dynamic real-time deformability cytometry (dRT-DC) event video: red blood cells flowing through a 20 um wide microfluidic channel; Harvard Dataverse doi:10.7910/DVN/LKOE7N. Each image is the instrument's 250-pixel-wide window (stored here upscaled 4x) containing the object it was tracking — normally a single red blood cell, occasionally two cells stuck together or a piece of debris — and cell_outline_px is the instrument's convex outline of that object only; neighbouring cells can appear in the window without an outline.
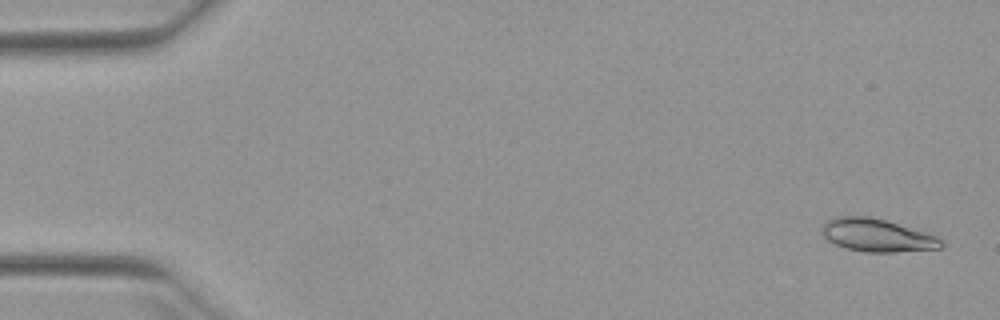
{"species": "Egyptian fruit bat (a non-hibernating species)", "species_latin": "Rousettus aegyptiacus", "temperature_condition": "warm", "stored_images_in_passage": 51, "camera_frame_rate_fps": 3000, "um_per_image_px": 0.085, "animal": {"sex": "female"}, "frame": {"image": 1, "passage_image": 2, "time_ms": 0.333, "image_size_px": [1000, 320], "cell_outline_px": [[944, 248], [892, 252], [864, 252], [844, 248], [828, 240], [820, 232], [820, 228], [832, 216], [872, 216], [888, 220], [936, 236], [944, 240]], "centroid_in_image_um": [74.54, 19.99], "position_along_channel_um": 10.5, "area_um2": 23.18}}
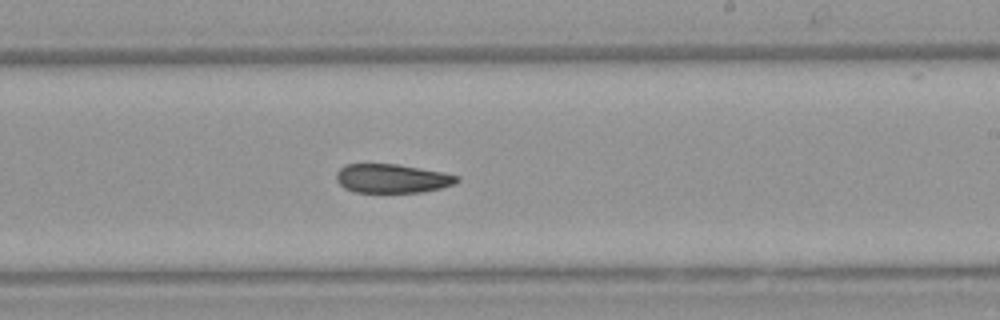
{"frame": {"image": 2, "passage_image": 31, "time_ms": 10.0, "image_size_px": [1000, 320], "cell_outline_px": [[460, 180], [456, 184], [424, 192], [356, 192], [344, 188], [336, 180], [336, 172], [344, 164], [396, 164], [444, 172], [460, 176]], "centroid_in_image_um": [33.35, 15.17], "position_along_channel_um": 255.7, "area_um2": 20.46}}
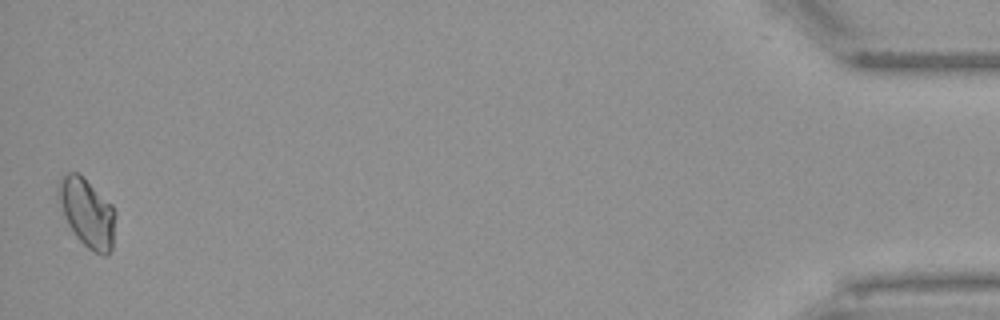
{"frame": {"image": 3, "passage_image": 51, "time_ms": 16.667, "image_size_px": [1000, 320], "cell_outline_px": [[116, 216], [112, 248], [104, 256], [88, 248], [76, 236], [68, 224], [56, 196], [56, 184], [60, 176], [68, 172], [76, 172], [112, 204], [116, 212]], "centroid_in_image_um": [7.38, 18.05], "position_along_channel_um": 427.8, "area_um2": 22.77}, "authors_computed_cell_mechanics": {"area_um2": 21.9062, "velocity_mm_per_s": 3.9638, "shape_relaxation_time_tau1_ms": 6.6141, "shape_relaxation_time_tau2_ms": null, "deformation_change_tau1": 0.1291, "deformation_change_tau2": null}}